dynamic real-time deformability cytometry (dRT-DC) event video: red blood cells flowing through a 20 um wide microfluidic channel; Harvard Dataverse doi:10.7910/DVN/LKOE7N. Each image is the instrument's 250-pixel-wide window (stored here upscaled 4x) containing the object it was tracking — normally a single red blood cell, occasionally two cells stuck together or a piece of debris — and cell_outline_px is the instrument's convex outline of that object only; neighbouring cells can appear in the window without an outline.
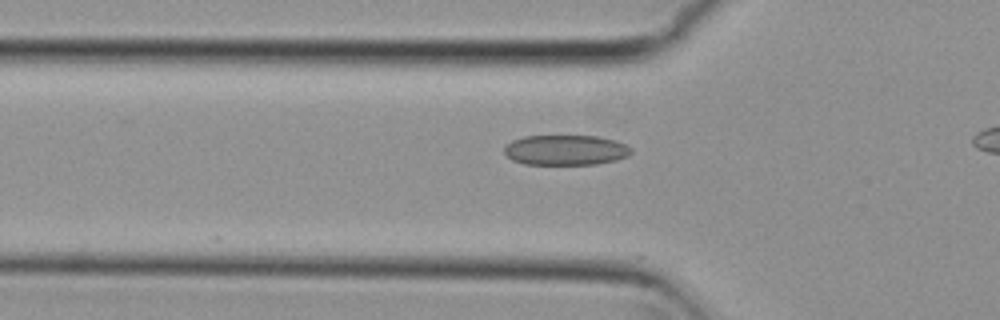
{"species": "common noctule bat (a hibernating species)", "species_latin": "Nyctalus noctula", "temperature_condition": "cold", "stored_images_in_passage": 6, "camera_frame_rate_fps": 3000, "um_per_image_px": 0.085, "animal": {"sex": "female", "body_mass_g": 29.2, "forearm_length_mm": 56.3}, "frame": {"image": 1, "passage_image": 4, "time_ms": 1.0, "image_size_px": [1000, 320], "cell_outline_px": [[632, 152], [628, 156], [616, 160], [596, 164], [524, 164], [512, 160], [504, 152], [504, 148], [512, 140], [524, 136], [596, 136], [616, 140], [632, 148]], "centroid_in_image_um": [48.09, 12.75], "position_along_channel_um": 77.7, "area_um2": 22.31}}
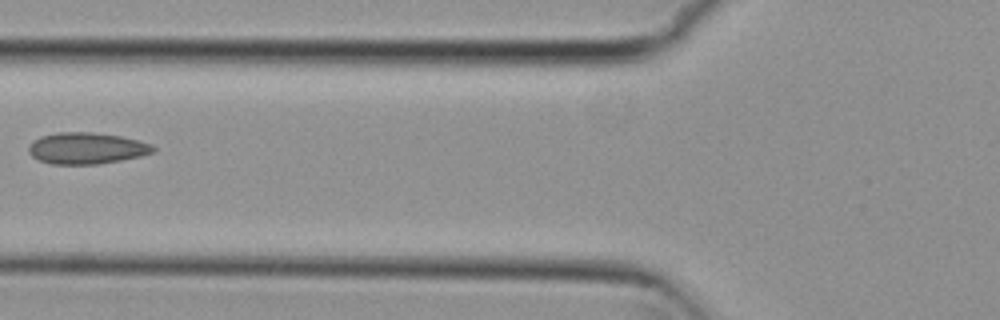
{"frame": {"image": 2, "passage_image": 6, "time_ms": 1.667, "image_size_px": [1000, 320], "cell_outline_px": [[156, 152], [140, 156], [120, 160], [96, 164], [52, 164], [40, 160], [32, 156], [28, 152], [28, 148], [32, 140], [40, 136], [56, 132], [92, 132], [120, 136], [140, 140], [152, 144], [156, 148]], "centroid_in_image_um": [7.37, 12.59], "position_along_channel_um": 118.4, "area_um2": 22.95}}